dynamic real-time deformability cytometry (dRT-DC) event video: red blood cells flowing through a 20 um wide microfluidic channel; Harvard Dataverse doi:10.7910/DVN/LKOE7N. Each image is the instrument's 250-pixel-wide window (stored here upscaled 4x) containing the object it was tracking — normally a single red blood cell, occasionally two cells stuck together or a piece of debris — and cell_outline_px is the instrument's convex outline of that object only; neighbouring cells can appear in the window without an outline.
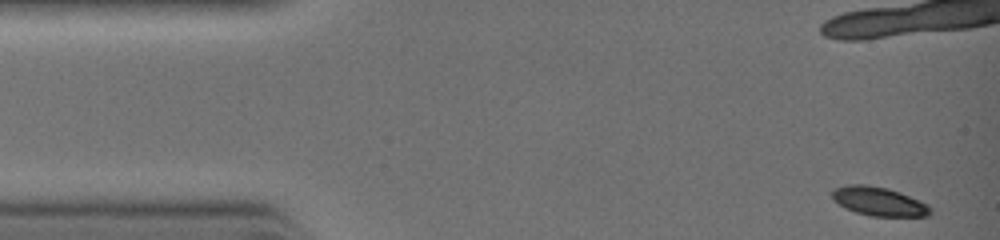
{"species": "common noctule bat (a hibernating species)", "species_latin": "Nyctalus noctula", "temperature_condition": "warm", "stored_images_in_passage": 11, "camera_frame_rate_fps": 3000, "um_per_image_px": 0.085, "animal": {"sex": "female", "body_mass_g": 19.0, "forearm_length_mm": 51.5}, "frame": {"image": 1, "passage_image": 1, "time_ms": 0.0, "image_size_px": [1000, 240], "cell_outline_px": [[932, 212], [928, 216], [872, 216], [856, 212], [844, 208], [832, 200], [832, 192], [836, 188], [848, 184], [868, 184], [888, 188], [900, 192], [928, 204], [932, 208]], "centroid_in_image_um": [74.7, 17.11], "position_along_channel_um": 10.3, "area_um2": 16.65}}